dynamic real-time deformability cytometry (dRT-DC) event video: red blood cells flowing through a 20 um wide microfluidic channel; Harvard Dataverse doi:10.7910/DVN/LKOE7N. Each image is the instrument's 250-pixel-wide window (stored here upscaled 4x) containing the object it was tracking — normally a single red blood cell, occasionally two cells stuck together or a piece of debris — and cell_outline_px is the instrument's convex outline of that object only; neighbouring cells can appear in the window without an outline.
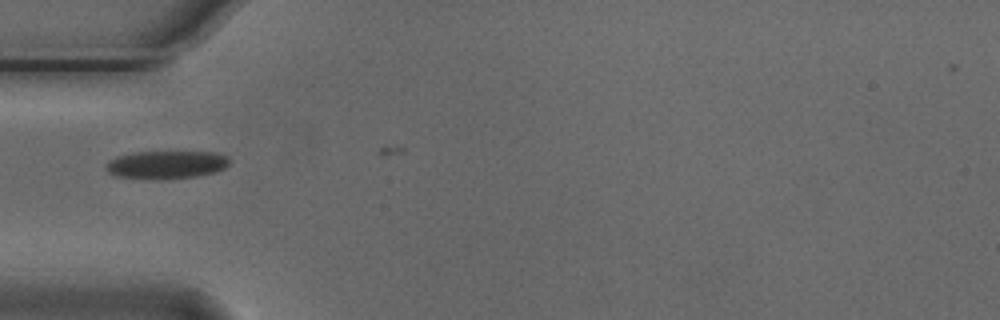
{"species": "Egyptian fruit bat (a non-hibernating species)", "species_latin": "Rousettus aegyptiacus", "temperature_condition": "cold", "stored_images_in_passage": 5, "camera_frame_rate_fps": 3000, "um_per_image_px": 0.085, "animal": {"sex": "male"}, "frame": {"image": 1, "passage_image": 4, "time_ms": 1.0, "image_size_px": [1000, 320], "cell_outline_px": [[228, 164], [224, 168], [212, 172], [196, 176], [164, 180], [156, 180], [116, 176], [108, 172], [104, 168], [104, 164], [108, 160], [116, 156], [132, 152], [216, 152], [228, 156]], "centroid_in_image_um": [14.06, 14.0], "position_along_channel_um": 70.9, "area_um2": 20.4}}